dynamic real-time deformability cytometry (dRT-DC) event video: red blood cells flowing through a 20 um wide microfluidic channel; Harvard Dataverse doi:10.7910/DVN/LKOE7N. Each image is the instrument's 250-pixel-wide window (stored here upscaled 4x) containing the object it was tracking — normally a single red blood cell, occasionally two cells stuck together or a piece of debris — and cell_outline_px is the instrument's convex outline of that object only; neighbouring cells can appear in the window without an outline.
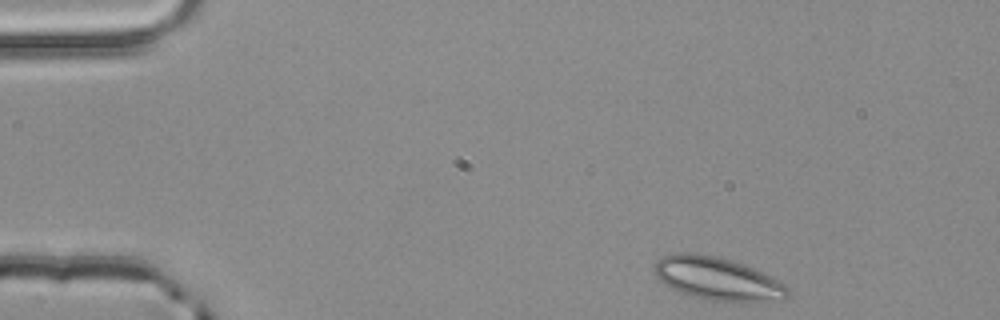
{"species": "common noctule bat (a hibernating species)", "species_latin": "Nyctalus noctula", "temperature_condition": "room temperature", "stored_images_in_passage": 3, "camera_frame_rate_fps": 3000, "um_per_image_px": 0.085, "animal": {"sex": "male", "body_mass_g": 20.4}, "frame": {"image": 1, "passage_image": 1, "time_ms": 0.0, "image_size_px": [1000, 320], "cell_outline_px": [[788, 296], [784, 300], [764, 304], [712, 300], [692, 296], [680, 292], [664, 284], [656, 276], [652, 268], [656, 260], [664, 256], [676, 252], [692, 252], [716, 256], [732, 260], [744, 264], [784, 284], [788, 288]], "centroid_in_image_um": [61.0, 23.71], "position_along_channel_um": 24.0, "area_um2": 33.87}}